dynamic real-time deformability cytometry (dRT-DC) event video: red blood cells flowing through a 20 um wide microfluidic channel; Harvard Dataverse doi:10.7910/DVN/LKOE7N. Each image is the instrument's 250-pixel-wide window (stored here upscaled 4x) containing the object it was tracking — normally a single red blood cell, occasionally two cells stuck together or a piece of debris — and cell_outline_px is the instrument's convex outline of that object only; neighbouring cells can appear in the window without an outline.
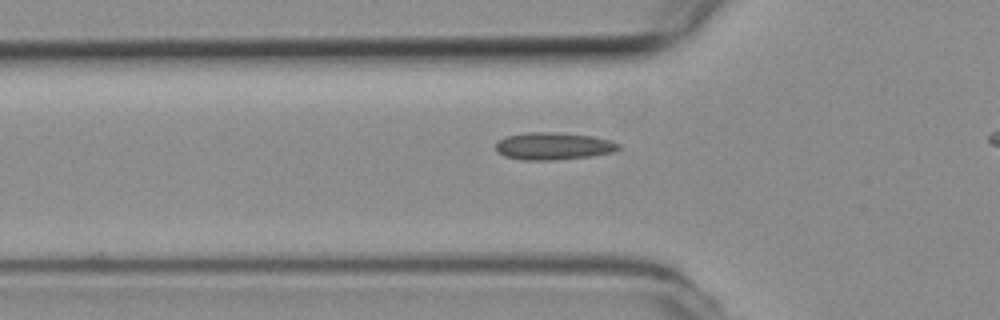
{"species": "common noctule bat (a hibernating species)", "species_latin": "Nyctalus noctula", "temperature_condition": "room temperature", "stored_images_in_passage": 39, "camera_frame_rate_fps": 3000, "um_per_image_px": 0.085, "animal": {"sex": "female", "body_mass_g": 19.3, "forearm_length_mm": 54.1}, "frame": {"image": 1, "passage_image": 12, "time_ms": 3.667, "image_size_px": [1000, 320], "cell_outline_px": [[620, 148], [612, 152], [592, 156], [556, 160], [520, 160], [504, 156], [496, 148], [496, 144], [500, 140], [508, 136], [528, 132], [556, 132], [592, 136], [608, 140], [620, 144]], "centroid_in_image_um": [47.05, 12.42], "position_along_channel_um": 78.8, "area_um2": 19.42}}
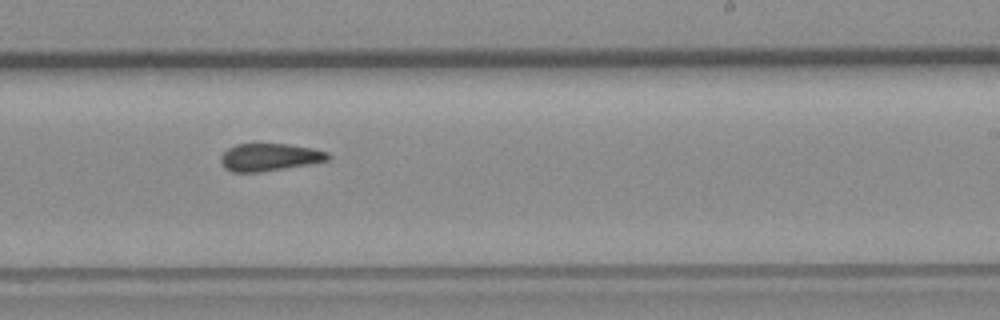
{"frame": {"image": 2, "passage_image": 27, "time_ms": 8.667, "image_size_px": [1000, 320], "cell_outline_px": [[332, 156], [328, 160], [308, 164], [260, 172], [232, 172], [224, 168], [220, 160], [220, 156], [228, 148], [236, 144], [284, 144], [312, 148], [328, 152]], "centroid_in_image_um": [22.89, 13.36], "position_along_channel_um": 266.1, "area_um2": 17.11}}
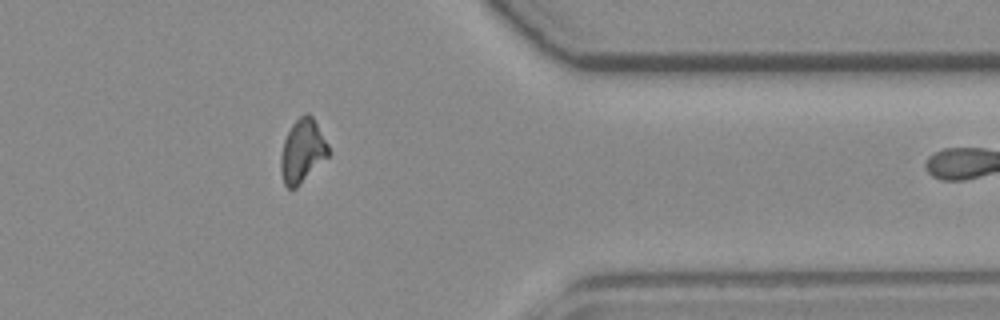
{"frame": {"image": 3, "passage_image": 38, "time_ms": 12.333, "image_size_px": [1000, 320], "cell_outline_px": [[328, 156], [296, 188], [288, 188], [284, 184], [280, 172], [280, 160], [284, 140], [292, 124], [304, 112], [308, 112], [312, 116], [328, 144]], "centroid_in_image_um": [25.68, 12.83], "position_along_channel_um": 385.7, "area_um2": 17.4}}